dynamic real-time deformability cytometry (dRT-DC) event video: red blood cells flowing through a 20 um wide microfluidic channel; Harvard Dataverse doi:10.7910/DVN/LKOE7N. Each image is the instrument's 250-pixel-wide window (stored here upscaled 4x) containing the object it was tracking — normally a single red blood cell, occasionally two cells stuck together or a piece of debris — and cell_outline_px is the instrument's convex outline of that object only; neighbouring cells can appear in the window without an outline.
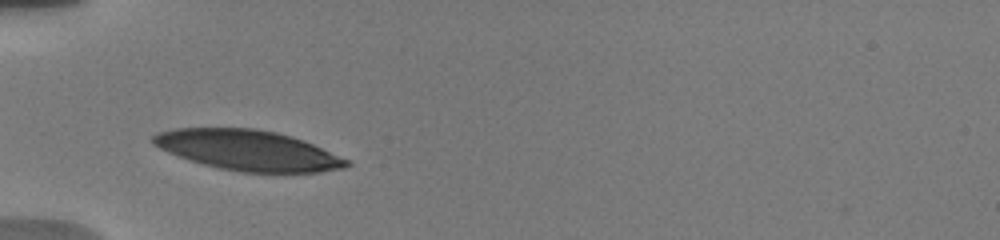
{"species": "human", "species_latin": "Homo sapiens", "temperature_condition": "warm", "stored_images_in_passage": 4, "camera_frame_rate_fps": 3000, "um_per_image_px": 0.085, "donor": {"sex": "male"}, "frame": {"image": 1, "passage_image": 3, "time_ms": 2.333, "image_size_px": [1000, 240], "cell_outline_px": [[352, 164], [344, 168], [320, 172], [240, 172], [220, 168], [204, 164], [168, 152], [152, 144], [152, 136], [160, 132], [176, 128], [252, 128], [276, 132], [312, 144], [348, 160]], "centroid_in_image_um": [21.06, 12.77], "position_along_channel_um": 63.9, "area_um2": 44.74}}
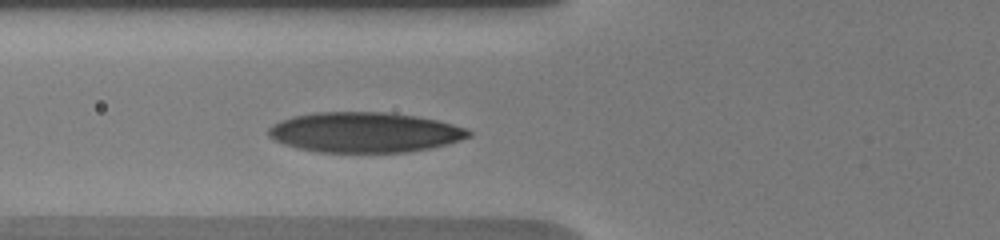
{"frame": {"image": 2, "passage_image": 4, "time_ms": 3.333, "image_size_px": [1000, 240], "cell_outline_px": [[472, 136], [448, 144], [408, 152], [320, 152], [296, 148], [272, 140], [268, 136], [268, 128], [272, 124], [280, 120], [292, 116], [316, 112], [384, 112], [416, 116], [436, 120], [468, 128], [472, 132]], "centroid_in_image_um": [30.97, 11.25], "position_along_channel_um": 94.8, "area_um2": 47.11}}